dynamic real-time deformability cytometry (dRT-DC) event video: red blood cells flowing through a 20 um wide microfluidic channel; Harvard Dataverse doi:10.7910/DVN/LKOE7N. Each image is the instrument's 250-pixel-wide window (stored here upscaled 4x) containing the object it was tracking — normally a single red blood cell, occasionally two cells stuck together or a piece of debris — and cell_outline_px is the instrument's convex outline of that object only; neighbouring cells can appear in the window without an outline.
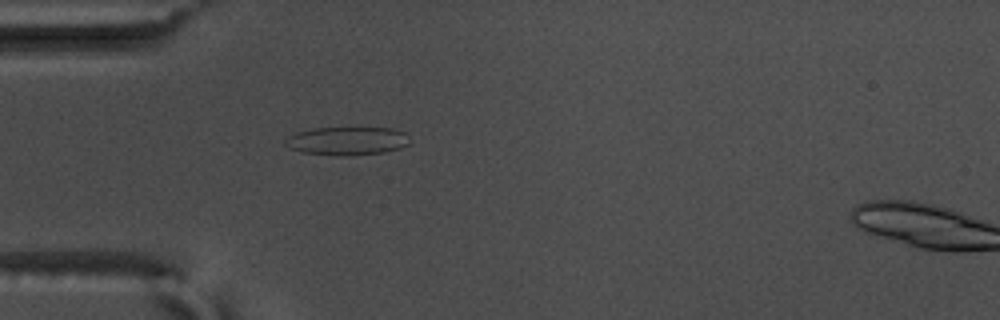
{"species": "common noctule bat (a hibernating species)", "species_latin": "Nyctalus noctula", "temperature_condition": "warm", "stored_images_in_passage": 50, "camera_frame_rate_fps": 3000, "um_per_image_px": 0.085, "animal": {"sex": "male", "body_mass_g": 17.5, "forearm_length_mm": 52.3}, "frame": {"image": 1, "passage_image": 17, "time_ms": 5.333, "image_size_px": [1000, 320], "cell_outline_px": [[412, 140], [408, 144], [400, 148], [384, 152], [344, 156], [340, 156], [300, 152], [284, 144], [284, 140], [288, 136], [296, 132], [312, 128], [392, 128], [404, 132]], "centroid_in_image_um": [29.51, 11.97], "position_along_channel_um": 55.5, "area_um2": 20.63}}
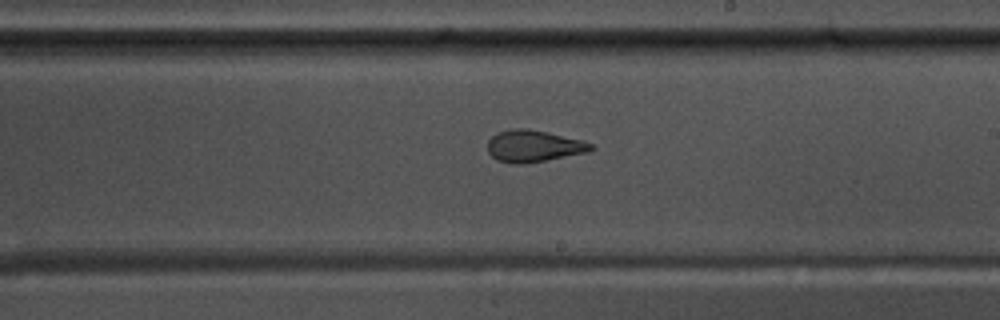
{"frame": {"image": 2, "passage_image": 33, "time_ms": 10.667, "image_size_px": [1000, 320], "cell_outline_px": [[596, 148], [588, 152], [524, 164], [516, 164], [496, 160], [488, 152], [488, 140], [492, 136], [500, 132], [512, 128], [528, 128], [548, 132], [580, 140], [592, 144]], "centroid_in_image_um": [45.34, 12.41], "position_along_channel_um": 243.7, "area_um2": 19.07}}
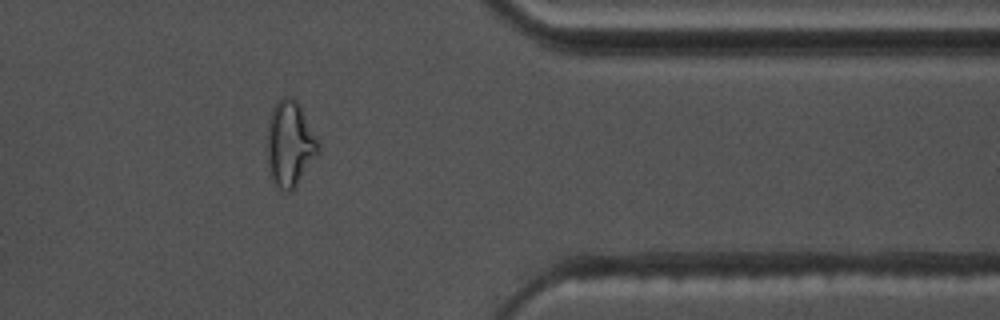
{"frame": {"image": 3, "passage_image": 46, "time_ms": 15.0, "image_size_px": [1000, 320], "cell_outline_px": [[320, 152], [296, 188], [288, 192], [280, 188], [276, 184], [268, 168], [268, 120], [272, 108], [284, 96], [288, 96], [296, 100], [320, 144]], "centroid_in_image_um": [24.66, 12.26], "position_along_channel_um": 386.7, "area_um2": 25.26}, "authors_computed_cell_mechanics": {"area_um2": 20.3745, "velocity_mm_per_s": 3.6504, "shape_relaxation_time_tau1_ms": null, "shape_relaxation_time_tau2_ms": 1.7408, "deformation_change_tau1": null, "deformation_change_tau2": 0.087}}